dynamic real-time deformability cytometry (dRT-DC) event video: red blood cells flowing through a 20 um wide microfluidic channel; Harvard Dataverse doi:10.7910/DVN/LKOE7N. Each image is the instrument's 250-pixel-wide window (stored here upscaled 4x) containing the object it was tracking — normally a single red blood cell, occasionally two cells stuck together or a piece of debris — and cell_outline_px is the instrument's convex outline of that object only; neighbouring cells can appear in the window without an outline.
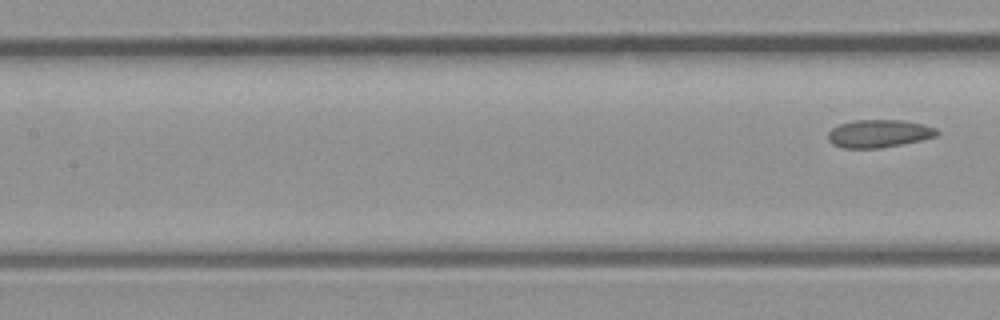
{"species": "common noctule bat (a hibernating species)", "species_latin": "Nyctalus noctula", "temperature_condition": "room temperature", "stored_images_in_passage": 4, "segment_of_instrument_passage": [2, 2], "camera_frame_rate_fps": 3000, "um_per_image_px": 0.085, "animal": {"sex": "male", "body_mass_g": 23.1, "forearm_length_mm": 52.7}, "frame": {"image": 1, "passage_image": 4, "time_ms": 3.667, "image_size_px": [1000, 320], "cell_outline_px": [[940, 132], [936, 136], [920, 140], [880, 148], [844, 148], [832, 144], [828, 140], [828, 132], [832, 128], [840, 124], [852, 120], [904, 120], [924, 124], [936, 128]], "centroid_in_image_um": [74.7, 11.34], "position_along_channel_um": 132.7, "area_um2": 17.69}}